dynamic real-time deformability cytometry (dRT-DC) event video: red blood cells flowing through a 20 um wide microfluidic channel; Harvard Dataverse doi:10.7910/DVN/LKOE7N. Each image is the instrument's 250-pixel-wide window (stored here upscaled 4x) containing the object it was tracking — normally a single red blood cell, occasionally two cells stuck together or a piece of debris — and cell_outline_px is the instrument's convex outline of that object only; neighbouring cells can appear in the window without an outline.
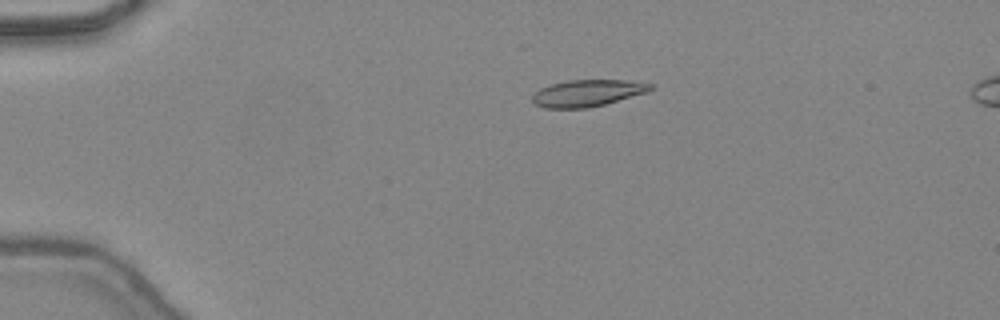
{"species": "common noctule bat (a hibernating species)", "species_latin": "Nyctalus noctula", "temperature_condition": "warm", "stored_images_in_passage": 47, "camera_frame_rate_fps": 3000, "um_per_image_px": 0.085, "animal": {"sex": "female", "body_mass_g": 24.6, "forearm_length_mm": 56.2}, "frame": {"image": 1, "passage_image": 11, "time_ms": 3.333, "image_size_px": [1000, 320], "cell_outline_px": [[652, 88], [648, 92], [604, 104], [588, 108], [544, 108], [536, 104], [532, 100], [532, 96], [540, 88], [548, 84], [568, 80], [628, 80], [652, 84]], "centroid_in_image_um": [49.91, 7.91], "position_along_channel_um": 35.1, "area_um2": 18.38}}
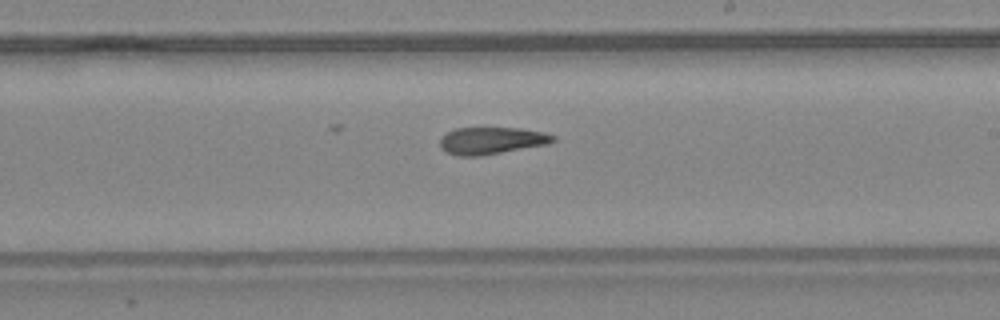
{"frame": {"image": 2, "passage_image": 29, "time_ms": 9.333, "image_size_px": [1000, 320], "cell_outline_px": [[556, 140], [548, 144], [480, 156], [456, 156], [444, 152], [440, 148], [440, 140], [448, 132], [456, 128], [520, 128], [544, 132], [556, 136]], "centroid_in_image_um": [41.78, 11.96], "position_along_channel_um": 247.2, "area_um2": 17.92}}
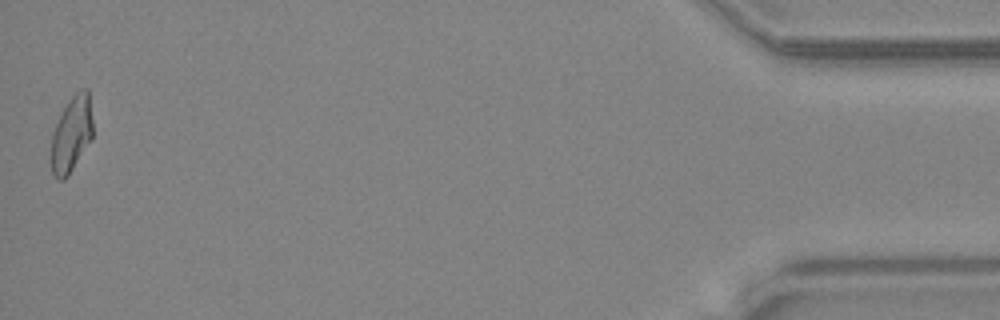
{"frame": {"image": 3, "passage_image": 47, "time_ms": 15.333, "image_size_px": [1000, 320], "cell_outline_px": [[92, 140], [68, 176], [64, 180], [56, 180], [52, 172], [48, 156], [52, 132], [68, 100], [76, 92], [84, 88], [88, 88], [92, 120]], "centroid_in_image_um": [6.04, 11.47], "position_along_channel_um": 429.2, "area_um2": 18.9}, "authors_computed_cell_mechanics": {"area_um2": 18.4382, "velocity_mm_per_s": 4.4845, "shape_relaxation_time_tau1_ms": null, "shape_relaxation_time_tau2_ms": 3.672, "deformation_change_tau1": null, "deformation_change_tau2": 0.1196}}